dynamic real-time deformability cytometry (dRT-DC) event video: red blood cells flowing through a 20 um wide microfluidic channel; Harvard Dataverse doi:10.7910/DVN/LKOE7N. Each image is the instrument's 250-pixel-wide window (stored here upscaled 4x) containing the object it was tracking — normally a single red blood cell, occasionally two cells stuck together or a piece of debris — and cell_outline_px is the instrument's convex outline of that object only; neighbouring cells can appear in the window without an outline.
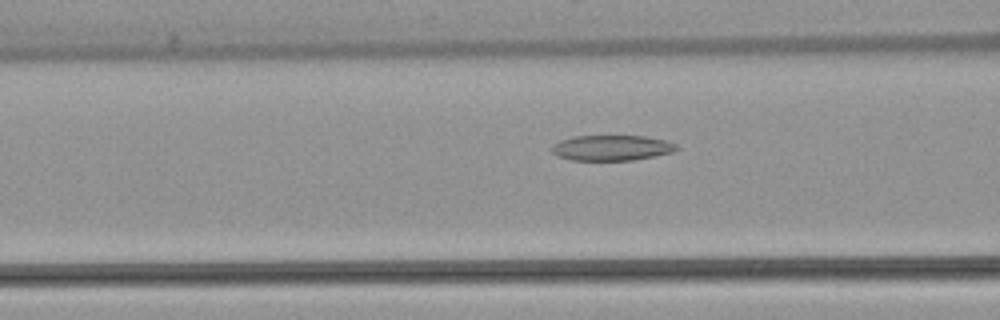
{"species": "common noctule bat (a hibernating species)", "species_latin": "Nyctalus noctula", "temperature_condition": "warm", "stored_images_in_passage": 12, "camera_frame_rate_fps": 3000, "um_per_image_px": 0.085, "animal": {"sex": "female", "body_mass_g": 22.7, "forearm_length_mm": 54.2}, "frame": {"image": 1, "passage_image": 10, "time_ms": 3.0, "image_size_px": [1000, 320], "cell_outline_px": [[680, 148], [672, 152], [656, 156], [632, 160], [572, 160], [556, 156], [548, 148], [552, 144], [560, 140], [572, 136], [644, 136], [664, 140], [676, 144]], "centroid_in_image_um": [51.94, 12.57], "position_along_channel_um": 114.7, "area_um2": 18.67}}